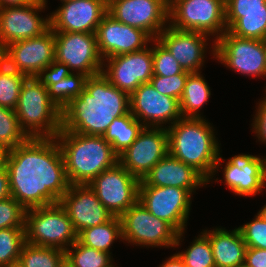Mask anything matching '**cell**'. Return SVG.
<instances>
[{
	"label": "cell",
	"instance_id": "1f68e13d",
	"mask_svg": "<svg viewBox=\"0 0 266 267\" xmlns=\"http://www.w3.org/2000/svg\"><path fill=\"white\" fill-rule=\"evenodd\" d=\"M65 257L74 267H116L109 253L87 247L78 240L65 251Z\"/></svg>",
	"mask_w": 266,
	"mask_h": 267
},
{
	"label": "cell",
	"instance_id": "e0dca14e",
	"mask_svg": "<svg viewBox=\"0 0 266 267\" xmlns=\"http://www.w3.org/2000/svg\"><path fill=\"white\" fill-rule=\"evenodd\" d=\"M55 60V36L49 28L42 35L6 46V65L27 77H38Z\"/></svg>",
	"mask_w": 266,
	"mask_h": 267
},
{
	"label": "cell",
	"instance_id": "7402d4cb",
	"mask_svg": "<svg viewBox=\"0 0 266 267\" xmlns=\"http://www.w3.org/2000/svg\"><path fill=\"white\" fill-rule=\"evenodd\" d=\"M50 13L53 31L96 33L107 6L102 0H66Z\"/></svg>",
	"mask_w": 266,
	"mask_h": 267
},
{
	"label": "cell",
	"instance_id": "c3c4849f",
	"mask_svg": "<svg viewBox=\"0 0 266 267\" xmlns=\"http://www.w3.org/2000/svg\"><path fill=\"white\" fill-rule=\"evenodd\" d=\"M6 65V46L0 41V68Z\"/></svg>",
	"mask_w": 266,
	"mask_h": 267
},
{
	"label": "cell",
	"instance_id": "f6af8a7d",
	"mask_svg": "<svg viewBox=\"0 0 266 267\" xmlns=\"http://www.w3.org/2000/svg\"><path fill=\"white\" fill-rule=\"evenodd\" d=\"M11 196L10 185L8 179L7 168L5 164L0 162V200Z\"/></svg>",
	"mask_w": 266,
	"mask_h": 267
},
{
	"label": "cell",
	"instance_id": "8fae6325",
	"mask_svg": "<svg viewBox=\"0 0 266 267\" xmlns=\"http://www.w3.org/2000/svg\"><path fill=\"white\" fill-rule=\"evenodd\" d=\"M55 60L66 64L73 73L89 77L102 73L103 58L95 33L54 31Z\"/></svg>",
	"mask_w": 266,
	"mask_h": 267
},
{
	"label": "cell",
	"instance_id": "d4e9b609",
	"mask_svg": "<svg viewBox=\"0 0 266 267\" xmlns=\"http://www.w3.org/2000/svg\"><path fill=\"white\" fill-rule=\"evenodd\" d=\"M202 232L209 238L215 267H238L244 264L247 245L239 228L228 231L219 226Z\"/></svg>",
	"mask_w": 266,
	"mask_h": 267
},
{
	"label": "cell",
	"instance_id": "d6986e66",
	"mask_svg": "<svg viewBox=\"0 0 266 267\" xmlns=\"http://www.w3.org/2000/svg\"><path fill=\"white\" fill-rule=\"evenodd\" d=\"M129 97L130 113L144 127L166 128L182 118L179 100L160 94L150 83L141 84Z\"/></svg>",
	"mask_w": 266,
	"mask_h": 267
},
{
	"label": "cell",
	"instance_id": "681fc988",
	"mask_svg": "<svg viewBox=\"0 0 266 267\" xmlns=\"http://www.w3.org/2000/svg\"><path fill=\"white\" fill-rule=\"evenodd\" d=\"M57 267H74L69 260L64 257Z\"/></svg>",
	"mask_w": 266,
	"mask_h": 267
},
{
	"label": "cell",
	"instance_id": "484cf974",
	"mask_svg": "<svg viewBox=\"0 0 266 267\" xmlns=\"http://www.w3.org/2000/svg\"><path fill=\"white\" fill-rule=\"evenodd\" d=\"M210 96L211 89L203 74L189 73L183 95L179 100L182 118H203L200 111L208 103Z\"/></svg>",
	"mask_w": 266,
	"mask_h": 267
},
{
	"label": "cell",
	"instance_id": "4dcf8cb0",
	"mask_svg": "<svg viewBox=\"0 0 266 267\" xmlns=\"http://www.w3.org/2000/svg\"><path fill=\"white\" fill-rule=\"evenodd\" d=\"M89 76L83 73H71L60 82L51 84L48 88L50 99L62 111V109L74 98L79 97L85 89Z\"/></svg>",
	"mask_w": 266,
	"mask_h": 267
},
{
	"label": "cell",
	"instance_id": "ee69618b",
	"mask_svg": "<svg viewBox=\"0 0 266 267\" xmlns=\"http://www.w3.org/2000/svg\"><path fill=\"white\" fill-rule=\"evenodd\" d=\"M244 264L247 267H266V249L247 247Z\"/></svg>",
	"mask_w": 266,
	"mask_h": 267
},
{
	"label": "cell",
	"instance_id": "d590c367",
	"mask_svg": "<svg viewBox=\"0 0 266 267\" xmlns=\"http://www.w3.org/2000/svg\"><path fill=\"white\" fill-rule=\"evenodd\" d=\"M26 75L9 68H0V106L15 110Z\"/></svg>",
	"mask_w": 266,
	"mask_h": 267
},
{
	"label": "cell",
	"instance_id": "6f0895ef",
	"mask_svg": "<svg viewBox=\"0 0 266 267\" xmlns=\"http://www.w3.org/2000/svg\"><path fill=\"white\" fill-rule=\"evenodd\" d=\"M238 267H247L245 264H243V265H240V266H238Z\"/></svg>",
	"mask_w": 266,
	"mask_h": 267
},
{
	"label": "cell",
	"instance_id": "277c9868",
	"mask_svg": "<svg viewBox=\"0 0 266 267\" xmlns=\"http://www.w3.org/2000/svg\"><path fill=\"white\" fill-rule=\"evenodd\" d=\"M55 139L70 185L88 184L118 162V155L103 136L78 134L61 128Z\"/></svg>",
	"mask_w": 266,
	"mask_h": 267
},
{
	"label": "cell",
	"instance_id": "4316f807",
	"mask_svg": "<svg viewBox=\"0 0 266 267\" xmlns=\"http://www.w3.org/2000/svg\"><path fill=\"white\" fill-rule=\"evenodd\" d=\"M227 30L240 38L266 39V9L253 12H225Z\"/></svg>",
	"mask_w": 266,
	"mask_h": 267
},
{
	"label": "cell",
	"instance_id": "9f6ffc18",
	"mask_svg": "<svg viewBox=\"0 0 266 267\" xmlns=\"http://www.w3.org/2000/svg\"><path fill=\"white\" fill-rule=\"evenodd\" d=\"M264 45H265V56H266V39L264 40Z\"/></svg>",
	"mask_w": 266,
	"mask_h": 267
},
{
	"label": "cell",
	"instance_id": "8992f818",
	"mask_svg": "<svg viewBox=\"0 0 266 267\" xmlns=\"http://www.w3.org/2000/svg\"><path fill=\"white\" fill-rule=\"evenodd\" d=\"M76 241L72 221L60 203L26 210L25 242L66 251Z\"/></svg>",
	"mask_w": 266,
	"mask_h": 267
},
{
	"label": "cell",
	"instance_id": "ffe728a7",
	"mask_svg": "<svg viewBox=\"0 0 266 267\" xmlns=\"http://www.w3.org/2000/svg\"><path fill=\"white\" fill-rule=\"evenodd\" d=\"M95 34L103 60L142 50L152 40L142 29L123 24L108 13L102 17Z\"/></svg>",
	"mask_w": 266,
	"mask_h": 267
},
{
	"label": "cell",
	"instance_id": "2e32d148",
	"mask_svg": "<svg viewBox=\"0 0 266 267\" xmlns=\"http://www.w3.org/2000/svg\"><path fill=\"white\" fill-rule=\"evenodd\" d=\"M168 153L167 128L143 127L136 140L118 156V162L142 180Z\"/></svg>",
	"mask_w": 266,
	"mask_h": 267
},
{
	"label": "cell",
	"instance_id": "f5cc1de1",
	"mask_svg": "<svg viewBox=\"0 0 266 267\" xmlns=\"http://www.w3.org/2000/svg\"><path fill=\"white\" fill-rule=\"evenodd\" d=\"M106 6H108L109 4H111L112 2L116 1V0H102Z\"/></svg>",
	"mask_w": 266,
	"mask_h": 267
},
{
	"label": "cell",
	"instance_id": "60d3db41",
	"mask_svg": "<svg viewBox=\"0 0 266 267\" xmlns=\"http://www.w3.org/2000/svg\"><path fill=\"white\" fill-rule=\"evenodd\" d=\"M71 73L72 71L66 64L54 60L38 77L42 80L44 86L48 88L51 84L60 82Z\"/></svg>",
	"mask_w": 266,
	"mask_h": 267
},
{
	"label": "cell",
	"instance_id": "816d5d0a",
	"mask_svg": "<svg viewBox=\"0 0 266 267\" xmlns=\"http://www.w3.org/2000/svg\"><path fill=\"white\" fill-rule=\"evenodd\" d=\"M7 153V150L0 144V162L3 161V158L5 157Z\"/></svg>",
	"mask_w": 266,
	"mask_h": 267
},
{
	"label": "cell",
	"instance_id": "836d02e7",
	"mask_svg": "<svg viewBox=\"0 0 266 267\" xmlns=\"http://www.w3.org/2000/svg\"><path fill=\"white\" fill-rule=\"evenodd\" d=\"M191 243L186 250L177 252L185 267H215L209 238L202 231Z\"/></svg>",
	"mask_w": 266,
	"mask_h": 267
},
{
	"label": "cell",
	"instance_id": "b9f144b4",
	"mask_svg": "<svg viewBox=\"0 0 266 267\" xmlns=\"http://www.w3.org/2000/svg\"><path fill=\"white\" fill-rule=\"evenodd\" d=\"M263 99V100H262ZM255 115L251 123L252 132L255 133L258 140L266 145V96L256 103Z\"/></svg>",
	"mask_w": 266,
	"mask_h": 267
},
{
	"label": "cell",
	"instance_id": "f546056e",
	"mask_svg": "<svg viewBox=\"0 0 266 267\" xmlns=\"http://www.w3.org/2000/svg\"><path fill=\"white\" fill-rule=\"evenodd\" d=\"M65 257L59 248L32 245L27 242L21 248L18 263L22 267H57Z\"/></svg>",
	"mask_w": 266,
	"mask_h": 267
},
{
	"label": "cell",
	"instance_id": "9c48e42d",
	"mask_svg": "<svg viewBox=\"0 0 266 267\" xmlns=\"http://www.w3.org/2000/svg\"><path fill=\"white\" fill-rule=\"evenodd\" d=\"M215 59L238 74L266 78L264 40L240 38L226 30L215 41Z\"/></svg>",
	"mask_w": 266,
	"mask_h": 267
},
{
	"label": "cell",
	"instance_id": "11a10c76",
	"mask_svg": "<svg viewBox=\"0 0 266 267\" xmlns=\"http://www.w3.org/2000/svg\"><path fill=\"white\" fill-rule=\"evenodd\" d=\"M8 267H22V266L19 263H17V264H14V265H10Z\"/></svg>",
	"mask_w": 266,
	"mask_h": 267
},
{
	"label": "cell",
	"instance_id": "83f0119b",
	"mask_svg": "<svg viewBox=\"0 0 266 267\" xmlns=\"http://www.w3.org/2000/svg\"><path fill=\"white\" fill-rule=\"evenodd\" d=\"M117 239L123 242L121 220L115 216L101 225L84 229L77 234V240L81 244L110 255V248Z\"/></svg>",
	"mask_w": 266,
	"mask_h": 267
},
{
	"label": "cell",
	"instance_id": "7a4b0ae2",
	"mask_svg": "<svg viewBox=\"0 0 266 267\" xmlns=\"http://www.w3.org/2000/svg\"><path fill=\"white\" fill-rule=\"evenodd\" d=\"M129 112V95L100 73L89 77L79 97L62 109L61 128L78 134L103 136L115 118Z\"/></svg>",
	"mask_w": 266,
	"mask_h": 267
},
{
	"label": "cell",
	"instance_id": "ab89813d",
	"mask_svg": "<svg viewBox=\"0 0 266 267\" xmlns=\"http://www.w3.org/2000/svg\"><path fill=\"white\" fill-rule=\"evenodd\" d=\"M238 228L247 247L266 249V222L258 214Z\"/></svg>",
	"mask_w": 266,
	"mask_h": 267
},
{
	"label": "cell",
	"instance_id": "9a60e30c",
	"mask_svg": "<svg viewBox=\"0 0 266 267\" xmlns=\"http://www.w3.org/2000/svg\"><path fill=\"white\" fill-rule=\"evenodd\" d=\"M149 46L104 59L102 74L130 96L141 84L149 83L153 76L152 40Z\"/></svg>",
	"mask_w": 266,
	"mask_h": 267
},
{
	"label": "cell",
	"instance_id": "7c38bea8",
	"mask_svg": "<svg viewBox=\"0 0 266 267\" xmlns=\"http://www.w3.org/2000/svg\"><path fill=\"white\" fill-rule=\"evenodd\" d=\"M192 194L174 186H139L138 200L157 218L169 223L178 233L186 231Z\"/></svg>",
	"mask_w": 266,
	"mask_h": 267
},
{
	"label": "cell",
	"instance_id": "cb8c5ba5",
	"mask_svg": "<svg viewBox=\"0 0 266 267\" xmlns=\"http://www.w3.org/2000/svg\"><path fill=\"white\" fill-rule=\"evenodd\" d=\"M206 185L208 181L198 171L170 153L157 162L139 184V186L179 187L187 189L192 195L197 189Z\"/></svg>",
	"mask_w": 266,
	"mask_h": 267
},
{
	"label": "cell",
	"instance_id": "74e56055",
	"mask_svg": "<svg viewBox=\"0 0 266 267\" xmlns=\"http://www.w3.org/2000/svg\"><path fill=\"white\" fill-rule=\"evenodd\" d=\"M26 209L11 196L0 200V229L25 227Z\"/></svg>",
	"mask_w": 266,
	"mask_h": 267
},
{
	"label": "cell",
	"instance_id": "d6a6232c",
	"mask_svg": "<svg viewBox=\"0 0 266 267\" xmlns=\"http://www.w3.org/2000/svg\"><path fill=\"white\" fill-rule=\"evenodd\" d=\"M25 243V227L0 229V267L17 264Z\"/></svg>",
	"mask_w": 266,
	"mask_h": 267
},
{
	"label": "cell",
	"instance_id": "7dc6e473",
	"mask_svg": "<svg viewBox=\"0 0 266 267\" xmlns=\"http://www.w3.org/2000/svg\"><path fill=\"white\" fill-rule=\"evenodd\" d=\"M37 0H0V8L8 6H22Z\"/></svg>",
	"mask_w": 266,
	"mask_h": 267
},
{
	"label": "cell",
	"instance_id": "e575fe53",
	"mask_svg": "<svg viewBox=\"0 0 266 267\" xmlns=\"http://www.w3.org/2000/svg\"><path fill=\"white\" fill-rule=\"evenodd\" d=\"M28 139L19 125L15 110L0 106V144L9 150L25 143Z\"/></svg>",
	"mask_w": 266,
	"mask_h": 267
},
{
	"label": "cell",
	"instance_id": "52a82bcc",
	"mask_svg": "<svg viewBox=\"0 0 266 267\" xmlns=\"http://www.w3.org/2000/svg\"><path fill=\"white\" fill-rule=\"evenodd\" d=\"M168 11L171 27L213 36L209 49L214 59L215 41L227 30L225 0H174Z\"/></svg>",
	"mask_w": 266,
	"mask_h": 267
},
{
	"label": "cell",
	"instance_id": "f907efd6",
	"mask_svg": "<svg viewBox=\"0 0 266 267\" xmlns=\"http://www.w3.org/2000/svg\"><path fill=\"white\" fill-rule=\"evenodd\" d=\"M266 222V204L257 213Z\"/></svg>",
	"mask_w": 266,
	"mask_h": 267
},
{
	"label": "cell",
	"instance_id": "603a6c76",
	"mask_svg": "<svg viewBox=\"0 0 266 267\" xmlns=\"http://www.w3.org/2000/svg\"><path fill=\"white\" fill-rule=\"evenodd\" d=\"M210 38L200 32L178 30L170 25L157 36L182 69L190 73L201 72Z\"/></svg>",
	"mask_w": 266,
	"mask_h": 267
},
{
	"label": "cell",
	"instance_id": "5bb4252c",
	"mask_svg": "<svg viewBox=\"0 0 266 267\" xmlns=\"http://www.w3.org/2000/svg\"><path fill=\"white\" fill-rule=\"evenodd\" d=\"M47 0H37L22 6L0 8V41L13 42L42 35L50 28V15H39L47 9Z\"/></svg>",
	"mask_w": 266,
	"mask_h": 267
},
{
	"label": "cell",
	"instance_id": "7bdbcfd3",
	"mask_svg": "<svg viewBox=\"0 0 266 267\" xmlns=\"http://www.w3.org/2000/svg\"><path fill=\"white\" fill-rule=\"evenodd\" d=\"M266 0H225V12L265 11Z\"/></svg>",
	"mask_w": 266,
	"mask_h": 267
},
{
	"label": "cell",
	"instance_id": "bcb514c9",
	"mask_svg": "<svg viewBox=\"0 0 266 267\" xmlns=\"http://www.w3.org/2000/svg\"><path fill=\"white\" fill-rule=\"evenodd\" d=\"M159 267H185V265L179 255L175 253L165 261H163L162 264L159 265Z\"/></svg>",
	"mask_w": 266,
	"mask_h": 267
},
{
	"label": "cell",
	"instance_id": "3957f363",
	"mask_svg": "<svg viewBox=\"0 0 266 267\" xmlns=\"http://www.w3.org/2000/svg\"><path fill=\"white\" fill-rule=\"evenodd\" d=\"M166 128L169 153L209 181L222 151L217 132L208 119L181 118Z\"/></svg>",
	"mask_w": 266,
	"mask_h": 267
},
{
	"label": "cell",
	"instance_id": "8d00e7d4",
	"mask_svg": "<svg viewBox=\"0 0 266 267\" xmlns=\"http://www.w3.org/2000/svg\"><path fill=\"white\" fill-rule=\"evenodd\" d=\"M153 75L170 77L175 74H189L156 38L152 39Z\"/></svg>",
	"mask_w": 266,
	"mask_h": 267
},
{
	"label": "cell",
	"instance_id": "44dd1931",
	"mask_svg": "<svg viewBox=\"0 0 266 267\" xmlns=\"http://www.w3.org/2000/svg\"><path fill=\"white\" fill-rule=\"evenodd\" d=\"M59 203L72 221L77 234L84 229L101 225L113 217L88 184L70 185Z\"/></svg>",
	"mask_w": 266,
	"mask_h": 267
},
{
	"label": "cell",
	"instance_id": "6da1fadb",
	"mask_svg": "<svg viewBox=\"0 0 266 267\" xmlns=\"http://www.w3.org/2000/svg\"><path fill=\"white\" fill-rule=\"evenodd\" d=\"M3 163L11 197L26 210L59 203L70 186L55 138H29L7 150Z\"/></svg>",
	"mask_w": 266,
	"mask_h": 267
},
{
	"label": "cell",
	"instance_id": "f35d334b",
	"mask_svg": "<svg viewBox=\"0 0 266 267\" xmlns=\"http://www.w3.org/2000/svg\"><path fill=\"white\" fill-rule=\"evenodd\" d=\"M188 74H175L170 77L153 75L149 83L162 95H168L180 100Z\"/></svg>",
	"mask_w": 266,
	"mask_h": 267
},
{
	"label": "cell",
	"instance_id": "ba28073f",
	"mask_svg": "<svg viewBox=\"0 0 266 267\" xmlns=\"http://www.w3.org/2000/svg\"><path fill=\"white\" fill-rule=\"evenodd\" d=\"M120 220L123 242L133 246L174 249L181 245L186 232L178 233L169 223L150 213L139 200L120 216Z\"/></svg>",
	"mask_w": 266,
	"mask_h": 267
},
{
	"label": "cell",
	"instance_id": "db71d44e",
	"mask_svg": "<svg viewBox=\"0 0 266 267\" xmlns=\"http://www.w3.org/2000/svg\"><path fill=\"white\" fill-rule=\"evenodd\" d=\"M167 5H170L174 0H163Z\"/></svg>",
	"mask_w": 266,
	"mask_h": 267
},
{
	"label": "cell",
	"instance_id": "ac0fdd59",
	"mask_svg": "<svg viewBox=\"0 0 266 267\" xmlns=\"http://www.w3.org/2000/svg\"><path fill=\"white\" fill-rule=\"evenodd\" d=\"M168 10L163 0H116L107 6L115 20L142 29L152 39L169 25Z\"/></svg>",
	"mask_w": 266,
	"mask_h": 267
},
{
	"label": "cell",
	"instance_id": "4fadbf2b",
	"mask_svg": "<svg viewBox=\"0 0 266 267\" xmlns=\"http://www.w3.org/2000/svg\"><path fill=\"white\" fill-rule=\"evenodd\" d=\"M221 162L225 163V167H222V179L235 195L252 197L266 188V157L242 153L230 157L226 162L220 154L208 184L211 180L218 181V178L213 177L220 170L219 166L223 164Z\"/></svg>",
	"mask_w": 266,
	"mask_h": 267
},
{
	"label": "cell",
	"instance_id": "30bf717a",
	"mask_svg": "<svg viewBox=\"0 0 266 267\" xmlns=\"http://www.w3.org/2000/svg\"><path fill=\"white\" fill-rule=\"evenodd\" d=\"M139 184L140 180L119 162L88 183L100 202L115 217H120L138 201Z\"/></svg>",
	"mask_w": 266,
	"mask_h": 267
},
{
	"label": "cell",
	"instance_id": "f1b7e54d",
	"mask_svg": "<svg viewBox=\"0 0 266 267\" xmlns=\"http://www.w3.org/2000/svg\"><path fill=\"white\" fill-rule=\"evenodd\" d=\"M143 125L129 112L115 118L103 135L112 146L113 151L119 156L137 138Z\"/></svg>",
	"mask_w": 266,
	"mask_h": 267
},
{
	"label": "cell",
	"instance_id": "5b68a950",
	"mask_svg": "<svg viewBox=\"0 0 266 267\" xmlns=\"http://www.w3.org/2000/svg\"><path fill=\"white\" fill-rule=\"evenodd\" d=\"M61 110L50 99L39 77H26L15 108L19 125L29 138H55L61 130Z\"/></svg>",
	"mask_w": 266,
	"mask_h": 267
}]
</instances>
